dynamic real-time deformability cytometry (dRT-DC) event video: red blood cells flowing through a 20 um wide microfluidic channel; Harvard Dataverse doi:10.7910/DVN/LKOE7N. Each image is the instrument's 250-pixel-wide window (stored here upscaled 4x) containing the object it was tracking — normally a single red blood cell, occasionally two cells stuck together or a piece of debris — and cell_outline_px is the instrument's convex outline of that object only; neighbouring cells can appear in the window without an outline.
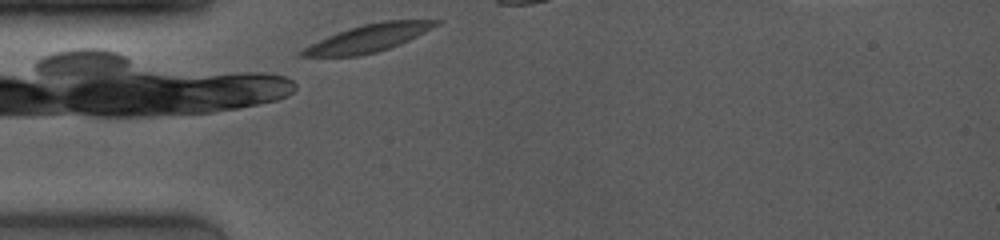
{"species": "common noctule bat (a hibernating species)", "species_latin": "Nyctalus noctula", "temperature_condition": "room temperature", "stored_images_in_passage": 1, "camera_frame_rate_fps": 4000, "um_per_image_px": 0.085, "animal": {"sex": "female", "body_mass_g": 19.0, "forearm_length_mm": 53.3}, "frame": {"image": 1, "passage_image": 1, "time_ms": 0.0, "image_size_px": [1000, 240], "cell_outline_px": [[444, 20], [440, 24], [400, 44], [376, 52], [360, 56], [300, 56], [296, 52], [328, 36], [348, 28], [364, 24], [384, 20]], "centroid_in_image_um": [31.32, 3.24], "position_along_channel_um": 53.7, "area_um2": 21.21}}